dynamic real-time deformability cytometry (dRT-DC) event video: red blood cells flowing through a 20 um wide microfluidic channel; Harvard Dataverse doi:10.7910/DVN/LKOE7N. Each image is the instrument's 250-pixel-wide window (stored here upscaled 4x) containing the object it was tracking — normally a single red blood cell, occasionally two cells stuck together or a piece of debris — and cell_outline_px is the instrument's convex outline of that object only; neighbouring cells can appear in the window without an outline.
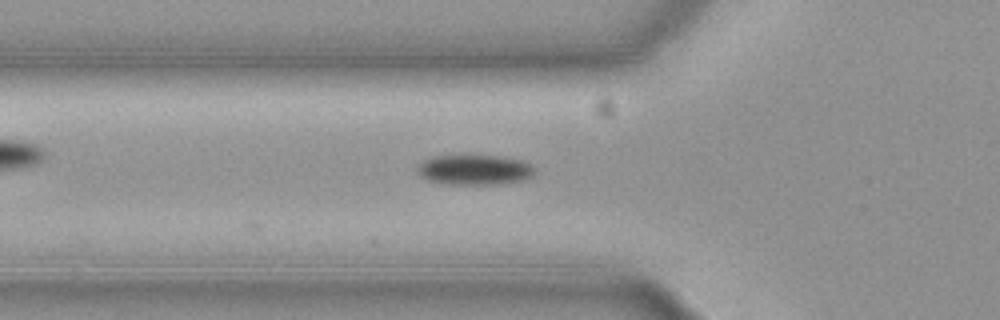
{"species": "common noctule bat (a hibernating species)", "species_latin": "Nyctalus noctula", "temperature_condition": "cold", "stored_images_in_passage": 26, "camera_frame_rate_fps": 3000, "um_per_image_px": 0.085, "animal": {"sex": "female", "body_mass_g": 19.3, "forearm_length_mm": 54.1}, "frame": {"image": 1, "passage_image": 2, "time_ms": 0.333, "image_size_px": [1000, 320], "cell_outline_px": [[536, 172], [532, 176], [524, 180], [500, 184], [440, 184], [428, 180], [420, 176], [416, 172], [420, 164], [424, 160], [432, 156], [496, 156], [520, 160], [528, 164]], "centroid_in_image_um": [40.3, 14.45], "position_along_channel_um": 85.5, "area_um2": 20.46}}
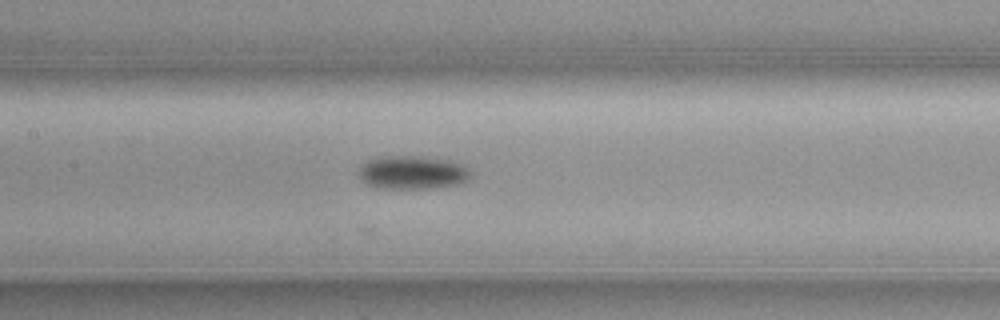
{"frame": {"image": 2, "passage_image": 9, "time_ms": 2.667, "image_size_px": [1000, 320], "cell_outline_px": [[472, 176], [468, 180], [456, 184], [432, 188], [384, 188], [368, 184], [360, 176], [360, 168], [368, 160], [388, 156], [420, 156], [448, 160], [460, 164], [468, 168], [472, 172]], "centroid_in_image_um": [35.12, 14.65], "position_along_channel_um": 172.3, "area_um2": 21.39}}
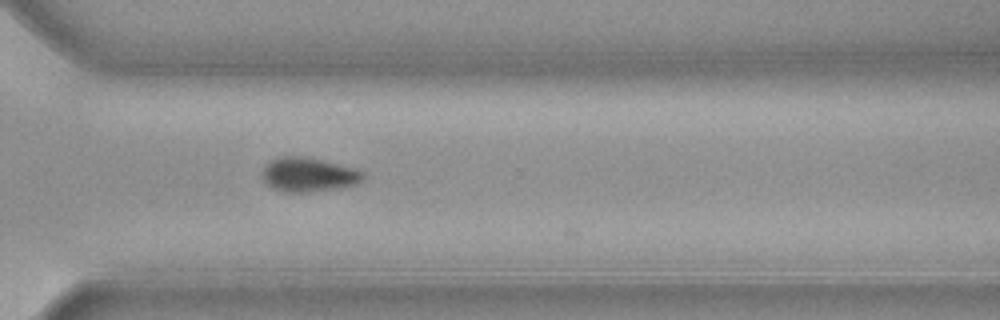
{"frame": {"image": 3, "passage_image": 23, "time_ms": 7.333, "image_size_px": [1000, 320], "cell_outline_px": [[364, 180], [356, 184], [340, 188], [308, 192], [284, 192], [272, 188], [264, 180], [264, 168], [272, 160], [284, 156], [300, 156], [320, 160], [364, 172]], "centroid_in_image_um": [26.24, 14.87], "position_along_channel_um": 344.4, "area_um2": 19.54}}